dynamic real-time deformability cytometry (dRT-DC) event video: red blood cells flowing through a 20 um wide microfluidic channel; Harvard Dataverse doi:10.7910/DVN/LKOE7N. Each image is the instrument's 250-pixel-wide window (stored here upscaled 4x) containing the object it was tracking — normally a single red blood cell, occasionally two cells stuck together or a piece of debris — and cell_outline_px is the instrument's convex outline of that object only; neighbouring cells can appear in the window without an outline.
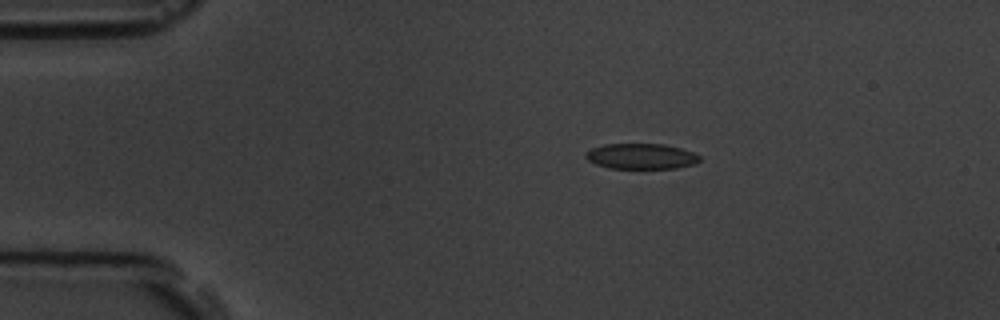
{"species": "common noctule bat (a hibernating species)", "species_latin": "Nyctalus noctula", "temperature_condition": "room temperature", "stored_images_in_passage": 4, "camera_frame_rate_fps": 3000, "um_per_image_px": 0.085, "animal": {"sex": "male", "body_mass_g": 19.5, "forearm_length_mm": 54.6}, "frame": {"image": 1, "passage_image": 1, "time_ms": 0.0, "image_size_px": [1000, 320], "cell_outline_px": [[700, 160], [696, 164], [676, 168], [608, 168], [596, 164], [588, 160], [584, 156], [592, 148], [604, 144], [664, 144], [680, 148], [692, 152], [700, 156]], "centroid_in_image_um": [54.51, 13.28], "position_along_channel_um": 30.5, "area_um2": 16.88}}
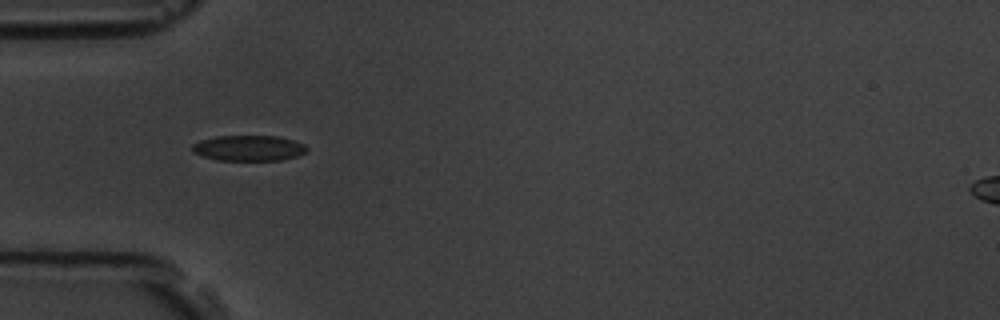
{"frame": {"image": 2, "passage_image": 3, "time_ms": 2.333, "image_size_px": [1000, 320], "cell_outline_px": [[308, 152], [296, 156], [280, 160], [216, 160], [192, 152], [192, 144], [200, 140], [216, 136], [276, 136], [292, 140], [304, 144], [308, 148]], "centroid_in_image_um": [21.14, 12.59], "position_along_channel_um": 63.9, "area_um2": 17.05}}
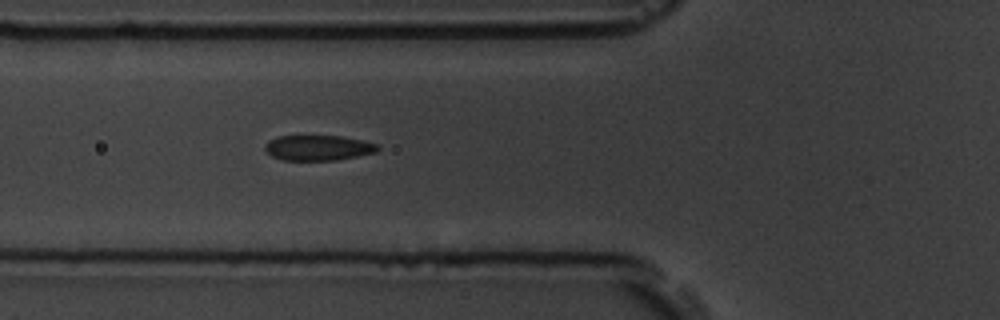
{"frame": {"image": 3, "passage_image": 4, "time_ms": 3.333, "image_size_px": [1000, 320], "cell_outline_px": [[380, 148], [376, 152], [336, 160], [284, 160], [272, 156], [264, 148], [264, 144], [268, 140], [276, 136], [340, 136], [364, 140], [376, 144]], "centroid_in_image_um": [27.02, 12.55], "position_along_channel_um": 98.8, "area_um2": 16.59}}